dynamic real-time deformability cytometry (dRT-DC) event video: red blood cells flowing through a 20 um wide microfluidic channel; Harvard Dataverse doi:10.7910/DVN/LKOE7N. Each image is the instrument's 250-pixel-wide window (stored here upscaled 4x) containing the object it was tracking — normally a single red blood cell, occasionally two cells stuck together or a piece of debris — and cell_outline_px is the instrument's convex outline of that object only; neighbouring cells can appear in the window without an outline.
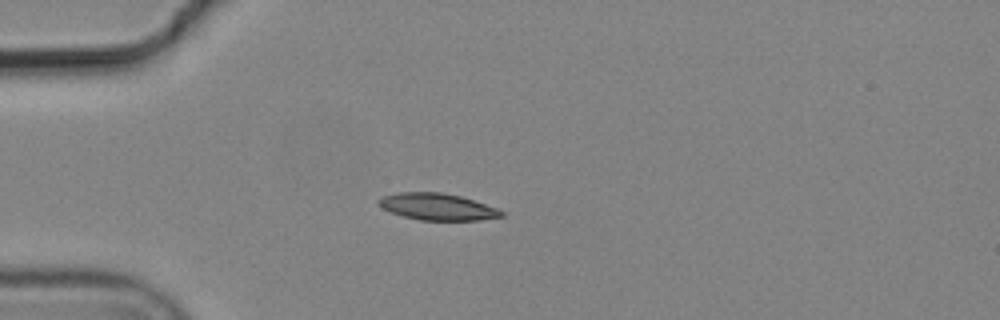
{"species": "common noctule bat (a hibernating species)", "species_latin": "Nyctalus noctula", "temperature_condition": "cold", "stored_images_in_passage": 5, "camera_frame_rate_fps": 3000, "um_per_image_px": 0.085, "animal": {"sex": "male", "body_mass_g": 19.2, "forearm_length_mm": 51.8}, "frame": {"image": 1, "passage_image": 1, "time_ms": 0.0, "image_size_px": [1000, 320], "cell_outline_px": [[504, 216], [480, 220], [420, 220], [404, 216], [392, 212], [376, 204], [376, 200], [380, 196], [396, 192], [440, 192], [460, 196], [496, 208], [504, 212]], "centroid_in_image_um": [37.12, 17.56], "position_along_channel_um": 47.9, "area_um2": 19.07}}
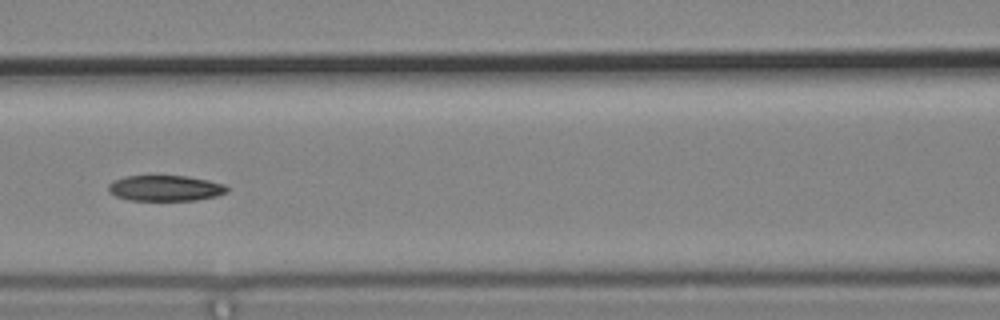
{"frame": {"image": 2, "passage_image": 4, "time_ms": 1.0, "image_size_px": [1000, 320], "cell_outline_px": [[228, 192], [216, 196], [196, 200], [128, 200], [116, 196], [108, 192], [108, 184], [112, 180], [124, 176], [188, 176], [208, 180], [224, 184], [228, 188]], "centroid_in_image_um": [14.02, 15.99], "position_along_channel_um": 152.6, "area_um2": 17.86}}
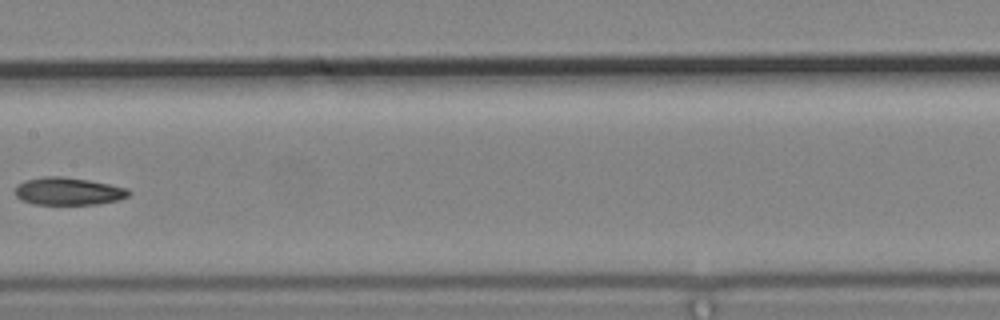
{"frame": {"image": 3, "passage_image": 5, "time_ms": 1.333, "image_size_px": [1000, 320], "cell_outline_px": [[132, 192], [128, 196], [120, 200], [96, 204], [32, 204], [20, 200], [12, 192], [16, 184], [24, 180], [44, 176], [64, 176], [88, 180], [128, 188]], "centroid_in_image_um": [5.75, 16.25], "position_along_channel_um": 201.7, "area_um2": 18.61}}